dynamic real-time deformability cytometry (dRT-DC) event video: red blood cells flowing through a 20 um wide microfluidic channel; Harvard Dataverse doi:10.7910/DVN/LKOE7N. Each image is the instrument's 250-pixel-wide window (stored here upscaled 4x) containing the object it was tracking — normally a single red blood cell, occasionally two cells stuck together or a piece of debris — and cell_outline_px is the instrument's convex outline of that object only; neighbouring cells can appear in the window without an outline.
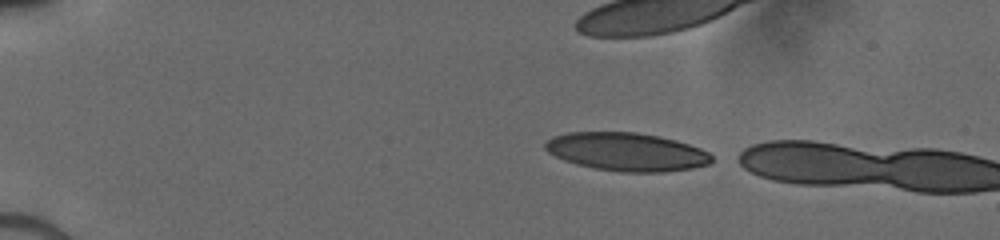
{"species": "human", "species_latin": "Homo sapiens", "temperature_condition": "cold", "stored_images_in_passage": 33, "camera_frame_rate_fps": 3000, "um_per_image_px": 0.085, "donor": {"sex": "male"}, "frame": {"image": 1, "passage_image": 1, "time_ms": 0.0, "image_size_px": [1000, 240], "cell_outline_px": [[712, 160], [708, 164], [692, 168], [664, 172], [620, 172], [592, 168], [576, 164], [564, 160], [548, 152], [544, 148], [544, 144], [552, 136], [568, 132], [636, 132], [676, 140], [700, 148], [708, 152], [712, 156]], "centroid_in_image_um": [53.24, 12.91], "position_along_channel_um": 31.8, "area_um2": 37.11}}